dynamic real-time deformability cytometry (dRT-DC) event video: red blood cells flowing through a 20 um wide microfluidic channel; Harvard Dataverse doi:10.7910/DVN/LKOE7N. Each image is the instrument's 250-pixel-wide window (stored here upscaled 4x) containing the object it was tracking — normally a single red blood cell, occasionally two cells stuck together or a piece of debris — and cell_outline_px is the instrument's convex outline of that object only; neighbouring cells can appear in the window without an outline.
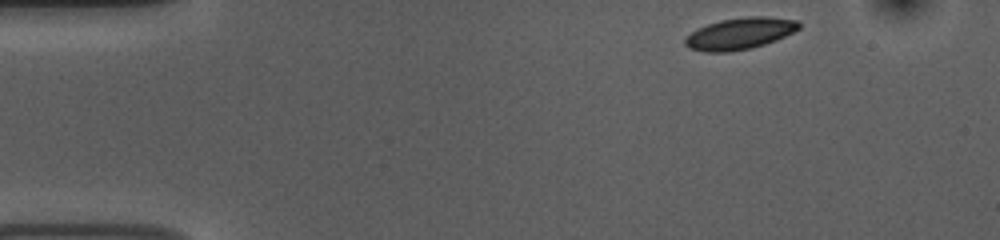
{"species": "common noctule bat (a hibernating species)", "species_latin": "Nyctalus noctula", "temperature_condition": "room temperature", "stored_images_in_passage": 48, "camera_frame_rate_fps": 3000, "um_per_image_px": 0.085, "animal": {"sex": "female", "body_mass_g": 10.0, "forearm_length_mm": 53.1}, "frame": {"image": 1, "passage_image": 1, "time_ms": 0.0, "image_size_px": [1000, 240], "cell_outline_px": [[800, 28], [776, 40], [752, 48], [728, 52], [704, 52], [688, 48], [684, 44], [684, 40], [692, 32], [708, 24], [720, 20], [748, 16], [764, 16], [800, 20]], "centroid_in_image_um": [62.9, 2.85], "position_along_channel_um": 22.1, "area_um2": 20.92}}
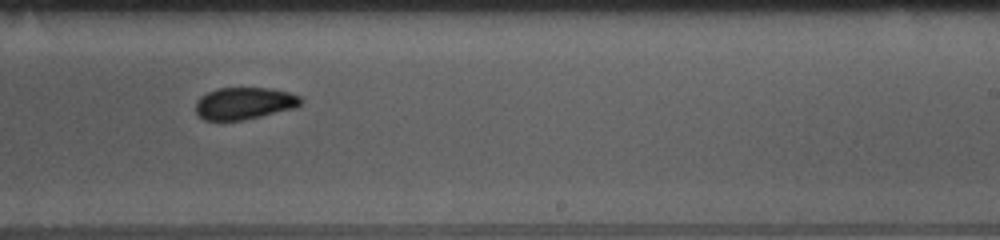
{"frame": {"image": 2, "passage_image": 27, "time_ms": 8.667, "image_size_px": [1000, 240], "cell_outline_px": [[304, 100], [296, 108], [244, 120], [204, 120], [196, 112], [196, 100], [200, 96], [216, 88], [272, 88], [288, 92], [300, 96]], "centroid_in_image_um": [20.78, 8.78], "position_along_channel_um": 268.2, "area_um2": 19.77}}
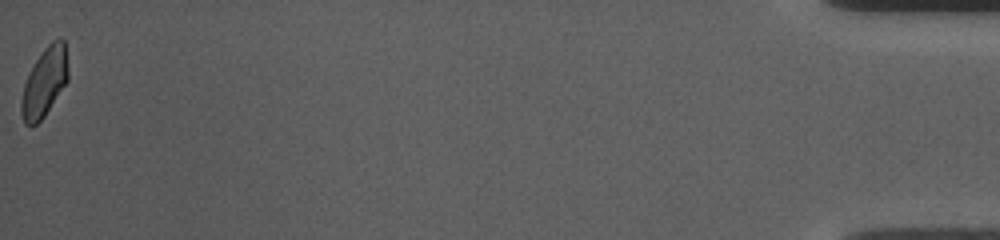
{"frame": {"image": 3, "passage_image": 48, "time_ms": 15.667, "image_size_px": [1000, 240], "cell_outline_px": [[68, 80], [44, 116], [36, 124], [24, 124], [20, 112], [20, 100], [24, 84], [28, 72], [44, 48], [52, 40], [60, 36], [64, 40], [68, 68]], "centroid_in_image_um": [3.77, 6.96], "position_along_channel_um": 431.4, "area_um2": 18.84}, "authors_computed_cell_mechanics": {"area_um2": 20.4901, "velocity_mm_per_s": 3.7192, "shape_relaxation_time_tau1_ms": 3.3652, "shape_relaxation_time_tau2_ms": 3.9842, "deformation_change_tau1": 0.0986, "deformation_change_tau2": 0.0514}}